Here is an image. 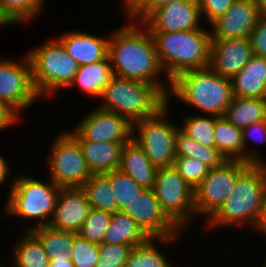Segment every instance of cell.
Returning <instances> with one entry per match:
<instances>
[{
	"label": "cell",
	"mask_w": 266,
	"mask_h": 267,
	"mask_svg": "<svg viewBox=\"0 0 266 267\" xmlns=\"http://www.w3.org/2000/svg\"><path fill=\"white\" fill-rule=\"evenodd\" d=\"M109 36L108 57L115 76L155 85L167 98L171 83L160 80L164 74L149 30L132 20ZM136 23V24H135ZM130 24V25H129ZM141 25V28L138 25Z\"/></svg>",
	"instance_id": "cell-1"
},
{
	"label": "cell",
	"mask_w": 266,
	"mask_h": 267,
	"mask_svg": "<svg viewBox=\"0 0 266 267\" xmlns=\"http://www.w3.org/2000/svg\"><path fill=\"white\" fill-rule=\"evenodd\" d=\"M164 75L171 83L179 74L188 70L209 67L211 31L203 28L194 31L150 32Z\"/></svg>",
	"instance_id": "cell-2"
},
{
	"label": "cell",
	"mask_w": 266,
	"mask_h": 267,
	"mask_svg": "<svg viewBox=\"0 0 266 267\" xmlns=\"http://www.w3.org/2000/svg\"><path fill=\"white\" fill-rule=\"evenodd\" d=\"M173 96L205 114L223 117L234 98L232 80L210 67L188 70L171 81L168 100Z\"/></svg>",
	"instance_id": "cell-3"
},
{
	"label": "cell",
	"mask_w": 266,
	"mask_h": 267,
	"mask_svg": "<svg viewBox=\"0 0 266 267\" xmlns=\"http://www.w3.org/2000/svg\"><path fill=\"white\" fill-rule=\"evenodd\" d=\"M266 193V164H249L237 179L223 205L206 222L217 226H254Z\"/></svg>",
	"instance_id": "cell-4"
},
{
	"label": "cell",
	"mask_w": 266,
	"mask_h": 267,
	"mask_svg": "<svg viewBox=\"0 0 266 267\" xmlns=\"http://www.w3.org/2000/svg\"><path fill=\"white\" fill-rule=\"evenodd\" d=\"M100 98L98 107L124 116L132 125L156 114L168 100L155 85L115 75Z\"/></svg>",
	"instance_id": "cell-5"
},
{
	"label": "cell",
	"mask_w": 266,
	"mask_h": 267,
	"mask_svg": "<svg viewBox=\"0 0 266 267\" xmlns=\"http://www.w3.org/2000/svg\"><path fill=\"white\" fill-rule=\"evenodd\" d=\"M49 180L50 183H43L37 178L22 175L16 177L10 186L5 213L24 219L23 222L40 219L38 224L27 227L26 231L47 226L52 219L61 188Z\"/></svg>",
	"instance_id": "cell-6"
},
{
	"label": "cell",
	"mask_w": 266,
	"mask_h": 267,
	"mask_svg": "<svg viewBox=\"0 0 266 267\" xmlns=\"http://www.w3.org/2000/svg\"><path fill=\"white\" fill-rule=\"evenodd\" d=\"M27 56L33 85L41 98L70 86L80 66L57 38L31 49Z\"/></svg>",
	"instance_id": "cell-7"
},
{
	"label": "cell",
	"mask_w": 266,
	"mask_h": 267,
	"mask_svg": "<svg viewBox=\"0 0 266 267\" xmlns=\"http://www.w3.org/2000/svg\"><path fill=\"white\" fill-rule=\"evenodd\" d=\"M169 102L167 100V104L153 116L133 124L132 139L157 168L173 166L176 159L175 144L180 127L166 120Z\"/></svg>",
	"instance_id": "cell-8"
},
{
	"label": "cell",
	"mask_w": 266,
	"mask_h": 267,
	"mask_svg": "<svg viewBox=\"0 0 266 267\" xmlns=\"http://www.w3.org/2000/svg\"><path fill=\"white\" fill-rule=\"evenodd\" d=\"M152 190L166 215L182 231L188 228L196 215L194 189L179 174L174 165L157 169Z\"/></svg>",
	"instance_id": "cell-9"
},
{
	"label": "cell",
	"mask_w": 266,
	"mask_h": 267,
	"mask_svg": "<svg viewBox=\"0 0 266 267\" xmlns=\"http://www.w3.org/2000/svg\"><path fill=\"white\" fill-rule=\"evenodd\" d=\"M249 163L239 159H228L222 165L209 169L207 175L194 189L196 215H205L209 220L223 205L236 186L239 174Z\"/></svg>",
	"instance_id": "cell-10"
},
{
	"label": "cell",
	"mask_w": 266,
	"mask_h": 267,
	"mask_svg": "<svg viewBox=\"0 0 266 267\" xmlns=\"http://www.w3.org/2000/svg\"><path fill=\"white\" fill-rule=\"evenodd\" d=\"M50 148V179L60 188L82 187L92 175L78 141L61 133Z\"/></svg>",
	"instance_id": "cell-11"
},
{
	"label": "cell",
	"mask_w": 266,
	"mask_h": 267,
	"mask_svg": "<svg viewBox=\"0 0 266 267\" xmlns=\"http://www.w3.org/2000/svg\"><path fill=\"white\" fill-rule=\"evenodd\" d=\"M20 61L0 60V99L17 113L28 109L40 97L37 94L31 73V64L26 56Z\"/></svg>",
	"instance_id": "cell-12"
},
{
	"label": "cell",
	"mask_w": 266,
	"mask_h": 267,
	"mask_svg": "<svg viewBox=\"0 0 266 267\" xmlns=\"http://www.w3.org/2000/svg\"><path fill=\"white\" fill-rule=\"evenodd\" d=\"M69 133L76 140L129 142L132 139L133 125L124 116L97 106Z\"/></svg>",
	"instance_id": "cell-13"
},
{
	"label": "cell",
	"mask_w": 266,
	"mask_h": 267,
	"mask_svg": "<svg viewBox=\"0 0 266 267\" xmlns=\"http://www.w3.org/2000/svg\"><path fill=\"white\" fill-rule=\"evenodd\" d=\"M203 16L197 0H173L154 9L141 23L149 32H179L201 29Z\"/></svg>",
	"instance_id": "cell-14"
},
{
	"label": "cell",
	"mask_w": 266,
	"mask_h": 267,
	"mask_svg": "<svg viewBox=\"0 0 266 267\" xmlns=\"http://www.w3.org/2000/svg\"><path fill=\"white\" fill-rule=\"evenodd\" d=\"M123 211L130 215L149 237L165 238L182 233L161 209L152 189H143Z\"/></svg>",
	"instance_id": "cell-15"
},
{
	"label": "cell",
	"mask_w": 266,
	"mask_h": 267,
	"mask_svg": "<svg viewBox=\"0 0 266 267\" xmlns=\"http://www.w3.org/2000/svg\"><path fill=\"white\" fill-rule=\"evenodd\" d=\"M262 15L254 0H235L222 16L210 24L212 39L249 37Z\"/></svg>",
	"instance_id": "cell-16"
},
{
	"label": "cell",
	"mask_w": 266,
	"mask_h": 267,
	"mask_svg": "<svg viewBox=\"0 0 266 267\" xmlns=\"http://www.w3.org/2000/svg\"><path fill=\"white\" fill-rule=\"evenodd\" d=\"M252 56L249 37L212 39L209 67L218 75L232 79Z\"/></svg>",
	"instance_id": "cell-17"
},
{
	"label": "cell",
	"mask_w": 266,
	"mask_h": 267,
	"mask_svg": "<svg viewBox=\"0 0 266 267\" xmlns=\"http://www.w3.org/2000/svg\"><path fill=\"white\" fill-rule=\"evenodd\" d=\"M90 209L91 205L81 187L61 188L49 226L77 233L88 217Z\"/></svg>",
	"instance_id": "cell-18"
},
{
	"label": "cell",
	"mask_w": 266,
	"mask_h": 267,
	"mask_svg": "<svg viewBox=\"0 0 266 267\" xmlns=\"http://www.w3.org/2000/svg\"><path fill=\"white\" fill-rule=\"evenodd\" d=\"M57 39L80 66L108 57L109 38H102L84 31H71Z\"/></svg>",
	"instance_id": "cell-19"
},
{
	"label": "cell",
	"mask_w": 266,
	"mask_h": 267,
	"mask_svg": "<svg viewBox=\"0 0 266 267\" xmlns=\"http://www.w3.org/2000/svg\"><path fill=\"white\" fill-rule=\"evenodd\" d=\"M157 169L136 141L131 139L123 145L118 170L129 175L138 185L152 189Z\"/></svg>",
	"instance_id": "cell-20"
},
{
	"label": "cell",
	"mask_w": 266,
	"mask_h": 267,
	"mask_svg": "<svg viewBox=\"0 0 266 267\" xmlns=\"http://www.w3.org/2000/svg\"><path fill=\"white\" fill-rule=\"evenodd\" d=\"M231 80L234 97L266 99V58L253 55Z\"/></svg>",
	"instance_id": "cell-21"
},
{
	"label": "cell",
	"mask_w": 266,
	"mask_h": 267,
	"mask_svg": "<svg viewBox=\"0 0 266 267\" xmlns=\"http://www.w3.org/2000/svg\"><path fill=\"white\" fill-rule=\"evenodd\" d=\"M77 141L92 175L118 170L121 149L127 142Z\"/></svg>",
	"instance_id": "cell-22"
},
{
	"label": "cell",
	"mask_w": 266,
	"mask_h": 267,
	"mask_svg": "<svg viewBox=\"0 0 266 267\" xmlns=\"http://www.w3.org/2000/svg\"><path fill=\"white\" fill-rule=\"evenodd\" d=\"M150 237L124 211L112 213L110 225L103 237V243L138 246L145 243Z\"/></svg>",
	"instance_id": "cell-23"
},
{
	"label": "cell",
	"mask_w": 266,
	"mask_h": 267,
	"mask_svg": "<svg viewBox=\"0 0 266 267\" xmlns=\"http://www.w3.org/2000/svg\"><path fill=\"white\" fill-rule=\"evenodd\" d=\"M114 76L109 57L87 65L79 66L70 86L78 85L86 95L100 97L104 88Z\"/></svg>",
	"instance_id": "cell-24"
},
{
	"label": "cell",
	"mask_w": 266,
	"mask_h": 267,
	"mask_svg": "<svg viewBox=\"0 0 266 267\" xmlns=\"http://www.w3.org/2000/svg\"><path fill=\"white\" fill-rule=\"evenodd\" d=\"M224 116L237 128H246L266 119V99L234 97Z\"/></svg>",
	"instance_id": "cell-25"
},
{
	"label": "cell",
	"mask_w": 266,
	"mask_h": 267,
	"mask_svg": "<svg viewBox=\"0 0 266 267\" xmlns=\"http://www.w3.org/2000/svg\"><path fill=\"white\" fill-rule=\"evenodd\" d=\"M215 147L222 152L227 159H239L244 161V146L242 129L231 124L225 116L215 120L214 128Z\"/></svg>",
	"instance_id": "cell-26"
},
{
	"label": "cell",
	"mask_w": 266,
	"mask_h": 267,
	"mask_svg": "<svg viewBox=\"0 0 266 267\" xmlns=\"http://www.w3.org/2000/svg\"><path fill=\"white\" fill-rule=\"evenodd\" d=\"M22 237L13 247L14 262L10 267H48L49 257L39 240L30 231Z\"/></svg>",
	"instance_id": "cell-27"
},
{
	"label": "cell",
	"mask_w": 266,
	"mask_h": 267,
	"mask_svg": "<svg viewBox=\"0 0 266 267\" xmlns=\"http://www.w3.org/2000/svg\"><path fill=\"white\" fill-rule=\"evenodd\" d=\"M177 237L178 235L165 238L150 237L145 243L134 246L124 267H172L154 242L159 241L160 245L169 244Z\"/></svg>",
	"instance_id": "cell-28"
},
{
	"label": "cell",
	"mask_w": 266,
	"mask_h": 267,
	"mask_svg": "<svg viewBox=\"0 0 266 267\" xmlns=\"http://www.w3.org/2000/svg\"><path fill=\"white\" fill-rule=\"evenodd\" d=\"M30 232L41 243L44 252L49 257V261L54 257L69 255L74 243V237L77 235L75 232L57 230L49 225L33 228Z\"/></svg>",
	"instance_id": "cell-29"
},
{
	"label": "cell",
	"mask_w": 266,
	"mask_h": 267,
	"mask_svg": "<svg viewBox=\"0 0 266 267\" xmlns=\"http://www.w3.org/2000/svg\"><path fill=\"white\" fill-rule=\"evenodd\" d=\"M45 2V0H0V23L4 27L19 22L28 23L41 13Z\"/></svg>",
	"instance_id": "cell-30"
},
{
	"label": "cell",
	"mask_w": 266,
	"mask_h": 267,
	"mask_svg": "<svg viewBox=\"0 0 266 267\" xmlns=\"http://www.w3.org/2000/svg\"><path fill=\"white\" fill-rule=\"evenodd\" d=\"M81 188L84 190L91 208L111 213L118 211L110 180L104 174L91 175Z\"/></svg>",
	"instance_id": "cell-31"
},
{
	"label": "cell",
	"mask_w": 266,
	"mask_h": 267,
	"mask_svg": "<svg viewBox=\"0 0 266 267\" xmlns=\"http://www.w3.org/2000/svg\"><path fill=\"white\" fill-rule=\"evenodd\" d=\"M104 175L110 180V186L118 204V211H123L144 189L129 175L119 170H113Z\"/></svg>",
	"instance_id": "cell-32"
},
{
	"label": "cell",
	"mask_w": 266,
	"mask_h": 267,
	"mask_svg": "<svg viewBox=\"0 0 266 267\" xmlns=\"http://www.w3.org/2000/svg\"><path fill=\"white\" fill-rule=\"evenodd\" d=\"M180 129L202 145L215 147L214 128L217 116H184Z\"/></svg>",
	"instance_id": "cell-33"
},
{
	"label": "cell",
	"mask_w": 266,
	"mask_h": 267,
	"mask_svg": "<svg viewBox=\"0 0 266 267\" xmlns=\"http://www.w3.org/2000/svg\"><path fill=\"white\" fill-rule=\"evenodd\" d=\"M111 217V212L91 208L77 234L91 243L100 245L103 243V237L110 225Z\"/></svg>",
	"instance_id": "cell-34"
},
{
	"label": "cell",
	"mask_w": 266,
	"mask_h": 267,
	"mask_svg": "<svg viewBox=\"0 0 266 267\" xmlns=\"http://www.w3.org/2000/svg\"><path fill=\"white\" fill-rule=\"evenodd\" d=\"M174 167L193 189L200 184L210 169L196 157H176Z\"/></svg>",
	"instance_id": "cell-35"
},
{
	"label": "cell",
	"mask_w": 266,
	"mask_h": 267,
	"mask_svg": "<svg viewBox=\"0 0 266 267\" xmlns=\"http://www.w3.org/2000/svg\"><path fill=\"white\" fill-rule=\"evenodd\" d=\"M74 267H96L99 255V245L83 239L78 234L69 251Z\"/></svg>",
	"instance_id": "cell-36"
},
{
	"label": "cell",
	"mask_w": 266,
	"mask_h": 267,
	"mask_svg": "<svg viewBox=\"0 0 266 267\" xmlns=\"http://www.w3.org/2000/svg\"><path fill=\"white\" fill-rule=\"evenodd\" d=\"M134 246L102 243L96 267H124Z\"/></svg>",
	"instance_id": "cell-37"
},
{
	"label": "cell",
	"mask_w": 266,
	"mask_h": 267,
	"mask_svg": "<svg viewBox=\"0 0 266 267\" xmlns=\"http://www.w3.org/2000/svg\"><path fill=\"white\" fill-rule=\"evenodd\" d=\"M243 146H244V161L249 164H266L257 152H252L248 146V139L257 140L260 143L266 142V119L257 123H253L242 129ZM259 138V139H258ZM251 152V153H250Z\"/></svg>",
	"instance_id": "cell-38"
},
{
	"label": "cell",
	"mask_w": 266,
	"mask_h": 267,
	"mask_svg": "<svg viewBox=\"0 0 266 267\" xmlns=\"http://www.w3.org/2000/svg\"><path fill=\"white\" fill-rule=\"evenodd\" d=\"M199 3L201 16L209 21V24L222 16L233 4L235 0H197Z\"/></svg>",
	"instance_id": "cell-39"
},
{
	"label": "cell",
	"mask_w": 266,
	"mask_h": 267,
	"mask_svg": "<svg viewBox=\"0 0 266 267\" xmlns=\"http://www.w3.org/2000/svg\"><path fill=\"white\" fill-rule=\"evenodd\" d=\"M249 39L253 55L266 58V14L258 19Z\"/></svg>",
	"instance_id": "cell-40"
},
{
	"label": "cell",
	"mask_w": 266,
	"mask_h": 267,
	"mask_svg": "<svg viewBox=\"0 0 266 267\" xmlns=\"http://www.w3.org/2000/svg\"><path fill=\"white\" fill-rule=\"evenodd\" d=\"M198 142L185 134L180 128L177 131L175 156L197 157Z\"/></svg>",
	"instance_id": "cell-41"
},
{
	"label": "cell",
	"mask_w": 266,
	"mask_h": 267,
	"mask_svg": "<svg viewBox=\"0 0 266 267\" xmlns=\"http://www.w3.org/2000/svg\"><path fill=\"white\" fill-rule=\"evenodd\" d=\"M196 158L204 162L210 169L218 167L228 160L216 147L205 146L199 142Z\"/></svg>",
	"instance_id": "cell-42"
},
{
	"label": "cell",
	"mask_w": 266,
	"mask_h": 267,
	"mask_svg": "<svg viewBox=\"0 0 266 267\" xmlns=\"http://www.w3.org/2000/svg\"><path fill=\"white\" fill-rule=\"evenodd\" d=\"M19 113L0 99V131L7 129L19 121Z\"/></svg>",
	"instance_id": "cell-43"
},
{
	"label": "cell",
	"mask_w": 266,
	"mask_h": 267,
	"mask_svg": "<svg viewBox=\"0 0 266 267\" xmlns=\"http://www.w3.org/2000/svg\"><path fill=\"white\" fill-rule=\"evenodd\" d=\"M151 0H124V8L130 22Z\"/></svg>",
	"instance_id": "cell-44"
},
{
	"label": "cell",
	"mask_w": 266,
	"mask_h": 267,
	"mask_svg": "<svg viewBox=\"0 0 266 267\" xmlns=\"http://www.w3.org/2000/svg\"><path fill=\"white\" fill-rule=\"evenodd\" d=\"M173 0H151L132 20L142 22L154 9Z\"/></svg>",
	"instance_id": "cell-45"
},
{
	"label": "cell",
	"mask_w": 266,
	"mask_h": 267,
	"mask_svg": "<svg viewBox=\"0 0 266 267\" xmlns=\"http://www.w3.org/2000/svg\"><path fill=\"white\" fill-rule=\"evenodd\" d=\"M266 235V193L261 205L260 213L255 225L252 227Z\"/></svg>",
	"instance_id": "cell-46"
},
{
	"label": "cell",
	"mask_w": 266,
	"mask_h": 267,
	"mask_svg": "<svg viewBox=\"0 0 266 267\" xmlns=\"http://www.w3.org/2000/svg\"><path fill=\"white\" fill-rule=\"evenodd\" d=\"M48 267H74L71 261L70 255H64V257H54L49 261Z\"/></svg>",
	"instance_id": "cell-47"
},
{
	"label": "cell",
	"mask_w": 266,
	"mask_h": 267,
	"mask_svg": "<svg viewBox=\"0 0 266 267\" xmlns=\"http://www.w3.org/2000/svg\"><path fill=\"white\" fill-rule=\"evenodd\" d=\"M10 168L8 167V164L4 157L0 155V184L4 183L6 181V177L11 174Z\"/></svg>",
	"instance_id": "cell-48"
},
{
	"label": "cell",
	"mask_w": 266,
	"mask_h": 267,
	"mask_svg": "<svg viewBox=\"0 0 266 267\" xmlns=\"http://www.w3.org/2000/svg\"><path fill=\"white\" fill-rule=\"evenodd\" d=\"M257 8L263 13L266 14V0H254Z\"/></svg>",
	"instance_id": "cell-49"
}]
</instances>
